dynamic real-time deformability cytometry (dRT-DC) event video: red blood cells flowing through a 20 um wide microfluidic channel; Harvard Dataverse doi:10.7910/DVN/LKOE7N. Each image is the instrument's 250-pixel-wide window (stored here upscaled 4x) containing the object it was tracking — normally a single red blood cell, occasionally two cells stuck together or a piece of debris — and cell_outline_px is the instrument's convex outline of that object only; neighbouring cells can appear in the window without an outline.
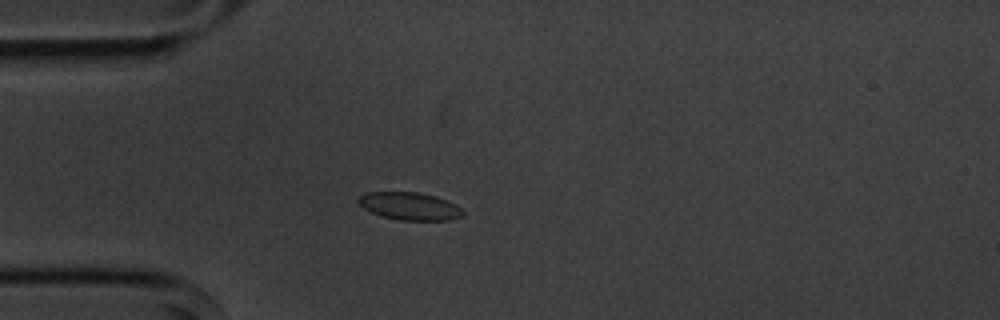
{"species": "common noctule bat (a hibernating species)", "species_latin": "Nyctalus noctula", "temperature_condition": "cold", "stored_images_in_passage": 3, "camera_frame_rate_fps": 3000, "um_per_image_px": 0.085, "animal": {"sex": "male", "body_mass_g": 20.1, "forearm_length_mm": 53.5}, "frame": {"image": 1, "passage_image": 3, "time_ms": 3.333, "image_size_px": [1000, 320], "cell_outline_px": [[464, 212], [460, 216], [448, 220], [400, 220], [380, 216], [364, 208], [356, 200], [364, 192], [420, 192], [436, 196], [448, 200], [456, 204]], "centroid_in_image_um": [34.81, 17.51], "position_along_channel_um": 50.2, "area_um2": 16.88}}